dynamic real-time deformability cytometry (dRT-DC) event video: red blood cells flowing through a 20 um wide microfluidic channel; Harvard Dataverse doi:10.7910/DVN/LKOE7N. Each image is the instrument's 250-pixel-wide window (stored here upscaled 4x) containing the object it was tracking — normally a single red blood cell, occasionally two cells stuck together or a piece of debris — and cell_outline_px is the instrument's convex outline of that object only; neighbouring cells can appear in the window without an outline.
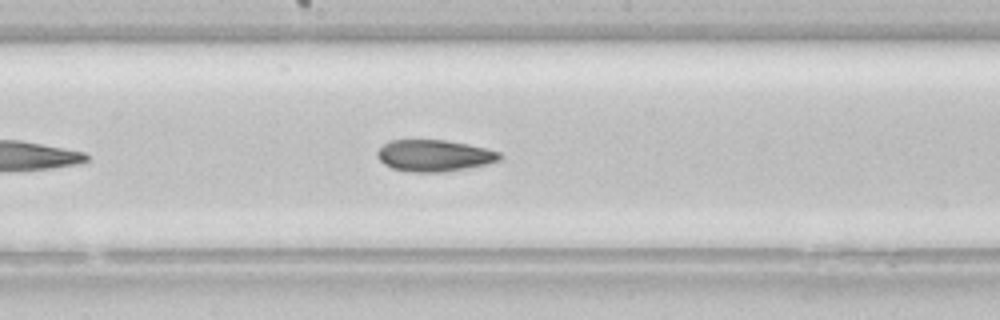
{"species": "common noctule bat (a hibernating species)", "species_latin": "Nyctalus noctula", "temperature_condition": "room temperature", "stored_images_in_passage": 25, "camera_frame_rate_fps": 3000, "um_per_image_px": 0.085, "animal": {"sex": "female", "body_mass_g": 22.7, "forearm_length_mm": 54.2}, "frame": {"image": 1, "passage_image": 15, "time_ms": 4.667, "image_size_px": [1000, 320], "cell_outline_px": [[500, 160], [488, 164], [444, 172], [412, 172], [392, 168], [384, 164], [376, 156], [376, 152], [384, 144], [392, 140], [444, 140], [468, 144], [500, 152]], "centroid_in_image_um": [36.89, 13.23], "position_along_channel_um": 211.3, "area_um2": 22.43}}